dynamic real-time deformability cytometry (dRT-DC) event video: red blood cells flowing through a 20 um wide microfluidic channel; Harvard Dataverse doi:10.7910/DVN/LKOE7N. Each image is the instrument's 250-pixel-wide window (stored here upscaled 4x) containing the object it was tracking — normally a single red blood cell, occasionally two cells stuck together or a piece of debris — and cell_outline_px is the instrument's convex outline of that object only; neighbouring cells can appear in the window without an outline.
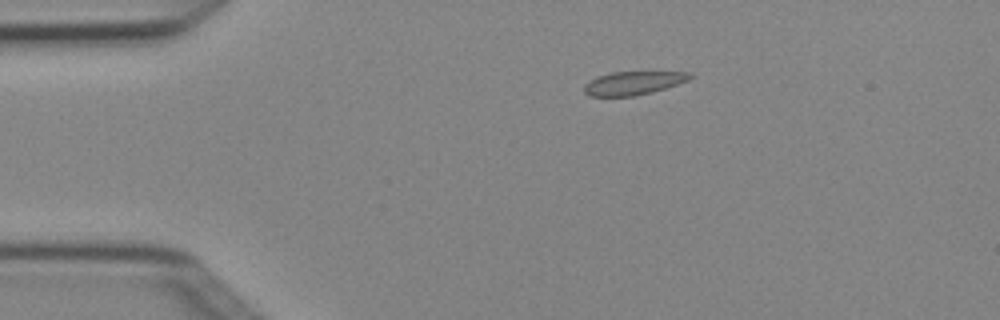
{"species": "Egyptian fruit bat (a non-hibernating species)", "species_latin": "Rousettus aegyptiacus", "temperature_condition": "cold", "stored_images_in_passage": 4, "camera_frame_rate_fps": 3000, "um_per_image_px": 0.085, "animal": {"sex": "female"}, "frame": {"image": 1, "passage_image": 2, "time_ms": 0.333, "image_size_px": [1000, 320], "cell_outline_px": [[692, 76], [688, 80], [652, 92], [632, 96], [588, 96], [584, 92], [584, 84], [588, 80], [596, 76], [612, 72], [692, 72]], "centroid_in_image_um": [53.76, 7.06], "position_along_channel_um": 31.2, "area_um2": 14.39}}
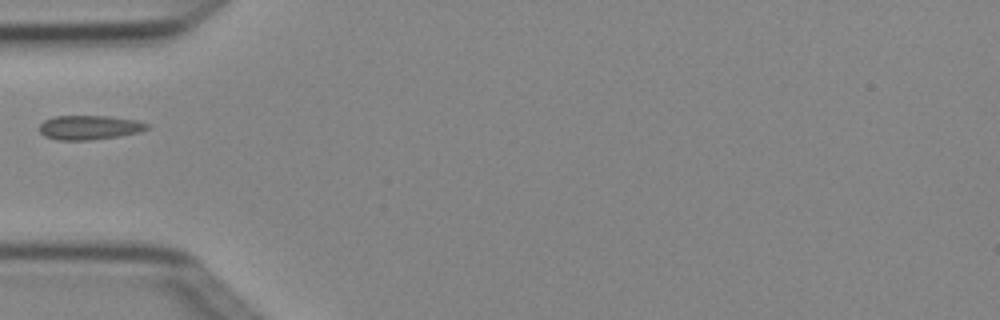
{"frame": {"image": 2, "passage_image": 4, "time_ms": 1.0, "image_size_px": [1000, 320], "cell_outline_px": [[152, 124], [148, 128], [140, 132], [120, 136], [92, 140], [56, 140], [44, 136], [36, 128], [44, 120], [56, 116], [108, 116], [136, 120]], "centroid_in_image_um": [7.59, 10.84], "position_along_channel_um": 77.4, "area_um2": 15.49}}